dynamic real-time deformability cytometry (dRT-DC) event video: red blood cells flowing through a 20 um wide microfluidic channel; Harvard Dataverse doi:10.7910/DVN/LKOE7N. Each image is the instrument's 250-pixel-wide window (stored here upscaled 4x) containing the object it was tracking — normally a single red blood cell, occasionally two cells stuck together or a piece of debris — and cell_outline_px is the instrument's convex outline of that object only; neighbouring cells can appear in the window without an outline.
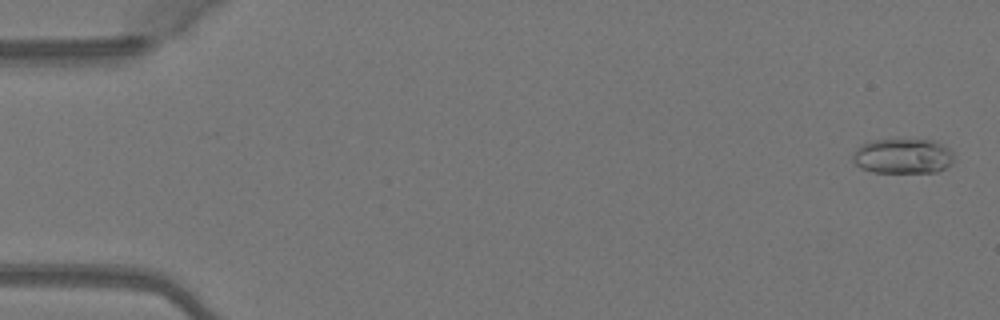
{"species": "Egyptian fruit bat (a non-hibernating species)", "species_latin": "Rousettus aegyptiacus", "temperature_condition": "warm", "stored_images_in_passage": 50, "camera_frame_rate_fps": 3000, "um_per_image_px": 0.085, "animal": {"sex": "female"}, "frame": {"image": 1, "passage_image": 2, "time_ms": 0.333, "image_size_px": [1000, 320], "cell_outline_px": [[952, 164], [948, 168], [936, 172], [872, 172], [860, 168], [852, 160], [852, 152], [856, 148], [872, 140], [892, 136], [936, 140], [948, 148], [952, 152]], "centroid_in_image_um": [76.73, 13.21], "position_along_channel_um": 8.3, "area_um2": 21.68}}
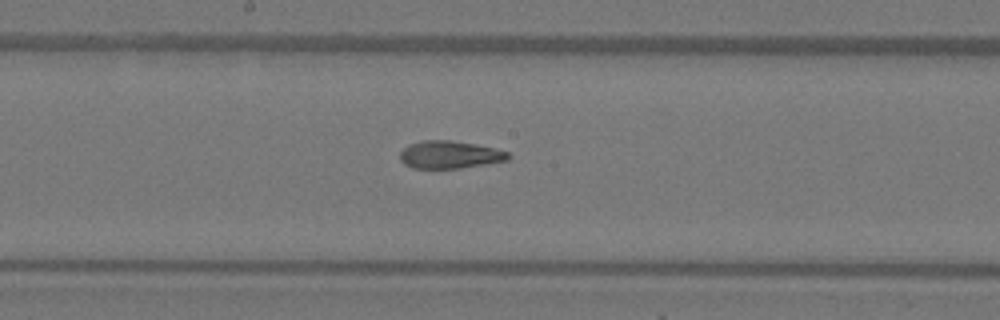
{"frame": {"image": 2, "passage_image": 27, "time_ms": 8.667, "image_size_px": [1000, 320], "cell_outline_px": [[512, 156], [508, 160], [488, 164], [460, 168], [412, 168], [404, 164], [400, 160], [400, 152], [408, 144], [424, 140], [448, 140], [476, 144], [508, 152]], "centroid_in_image_um": [38.22, 13.15], "position_along_channel_um": 210.0, "area_um2": 17.46}}
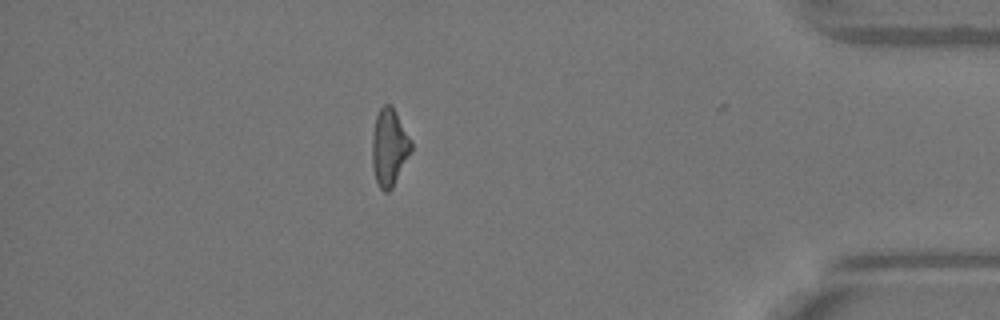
{"frame": {"image": 3, "passage_image": 44, "time_ms": 14.333, "image_size_px": [1000, 320], "cell_outline_px": [[412, 152], [392, 188], [388, 192], [384, 192], [380, 188], [376, 180], [372, 164], [372, 136], [376, 116], [380, 108], [384, 104], [392, 104], [412, 140]], "centroid_in_image_um": [33.11, 12.51], "position_along_channel_um": 402.1, "area_um2": 17.8}, "authors_computed_cell_mechanics": {"area_um2": 18.0336, "velocity_mm_per_s": 4.1252, "shape_relaxation_time_tau1_ms": null, "shape_relaxation_time_tau2_ms": 2.943, "deformation_change_tau1": null, "deformation_change_tau2": 0.1025}}